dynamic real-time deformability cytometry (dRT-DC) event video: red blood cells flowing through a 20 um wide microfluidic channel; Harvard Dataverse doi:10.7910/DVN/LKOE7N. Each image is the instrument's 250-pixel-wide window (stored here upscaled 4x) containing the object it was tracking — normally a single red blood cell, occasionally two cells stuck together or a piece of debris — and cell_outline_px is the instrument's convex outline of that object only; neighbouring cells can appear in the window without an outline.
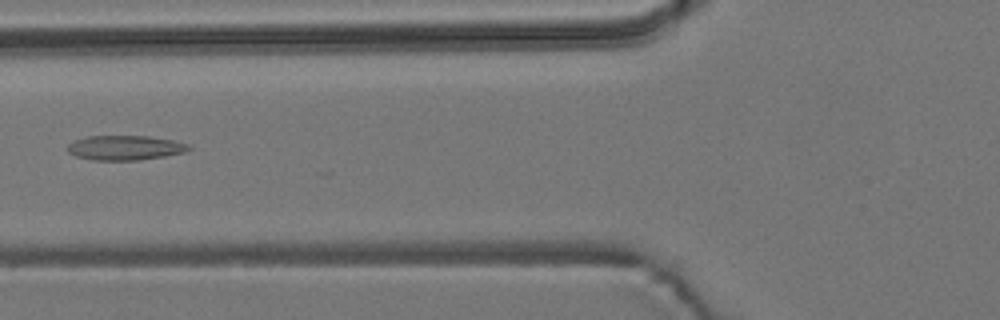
{"species": "common noctule bat (a hibernating species)", "species_latin": "Nyctalus noctula", "temperature_condition": "room temperature", "stored_images_in_passage": 8, "camera_frame_rate_fps": 3000, "um_per_image_px": 0.085, "animal": {"sex": "male", "body_mass_g": 19.2, "forearm_length_mm": 51.8}, "frame": {"image": 1, "passage_image": 5, "time_ms": 6.333, "image_size_px": [1000, 320], "cell_outline_px": [[192, 148], [188, 152], [140, 160], [92, 160], [76, 156], [68, 152], [68, 144], [76, 140], [88, 136], [148, 136], [172, 140], [192, 144]], "centroid_in_image_um": [10.7, 12.56], "position_along_channel_um": 115.1, "area_um2": 17.51}}
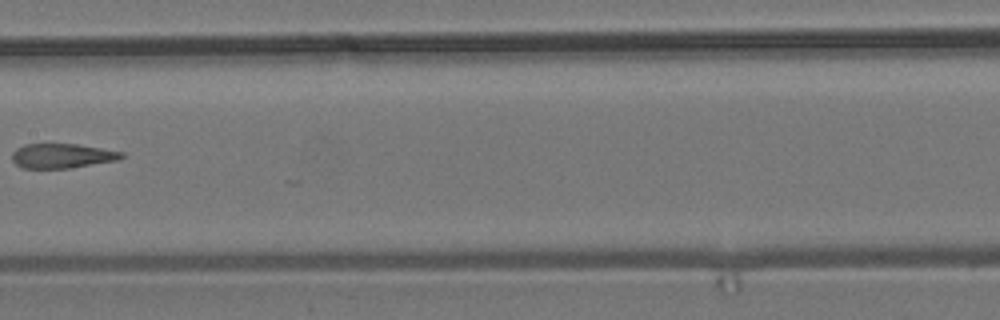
{"frame": {"image": 2, "passage_image": 7, "time_ms": 8.667, "image_size_px": [1000, 320], "cell_outline_px": [[124, 156], [120, 160], [68, 168], [24, 168], [16, 164], [12, 160], [12, 152], [16, 148], [24, 144], [76, 144], [124, 152]], "centroid_in_image_um": [5.28, 13.24], "position_along_channel_um": 202.1, "area_um2": 15.66}}
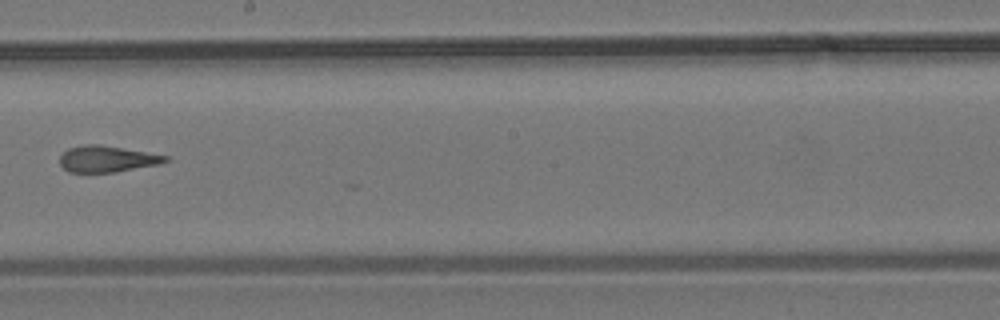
{"frame": {"image": 3, "passage_image": 8, "time_ms": 9.667, "image_size_px": [1000, 320], "cell_outline_px": [[168, 160], [160, 164], [116, 172], [68, 172], [60, 164], [60, 156], [68, 148], [84, 144], [100, 144], [168, 156]], "centroid_in_image_um": [9.08, 13.51], "position_along_channel_um": 239.1, "area_um2": 16.13}}